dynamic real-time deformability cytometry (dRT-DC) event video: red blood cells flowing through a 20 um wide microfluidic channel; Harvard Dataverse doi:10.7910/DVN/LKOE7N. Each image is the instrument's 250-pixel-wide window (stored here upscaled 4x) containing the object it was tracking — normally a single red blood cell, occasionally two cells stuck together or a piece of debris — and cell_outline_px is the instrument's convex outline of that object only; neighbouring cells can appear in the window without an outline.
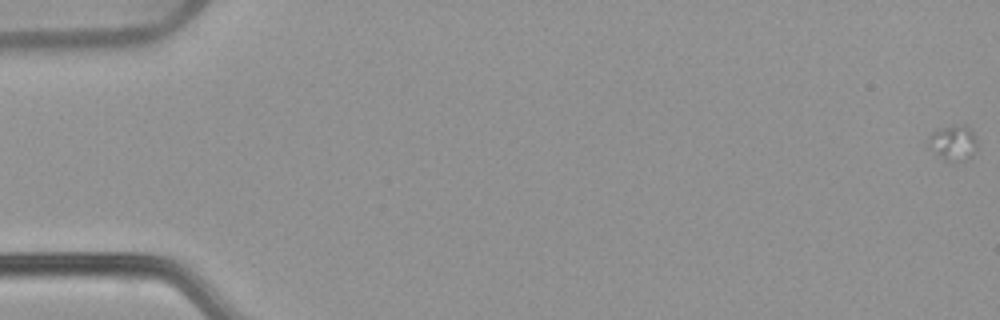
{"species": "common noctule bat (a hibernating species)", "species_latin": "Nyctalus noctula", "temperature_condition": "warm", "stored_images_in_passage": 11, "camera_frame_rate_fps": 3000, "um_per_image_px": 0.085, "animal": {"sex": "female", "body_mass_g": 22.7, "forearm_length_mm": 54.2}, "frame": {"image": 1, "passage_image": 1, "time_ms": 0.0, "image_size_px": [1000, 320], "cell_outline_px": [[976, 148], [972, 156], [964, 160], [952, 164], [944, 160], [928, 148], [928, 140], [940, 128], [960, 124], [968, 124], [976, 136]], "centroid_in_image_um": [81.06, 12.16], "position_along_channel_um": 3.9, "area_um2": 10.23}}